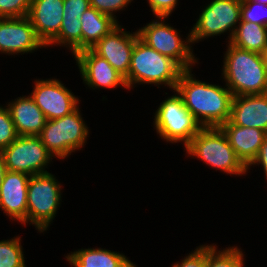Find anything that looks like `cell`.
<instances>
[{"mask_svg":"<svg viewBox=\"0 0 267 267\" xmlns=\"http://www.w3.org/2000/svg\"><path fill=\"white\" fill-rule=\"evenodd\" d=\"M230 43L244 50L261 53L267 44V27L240 20Z\"/></svg>","mask_w":267,"mask_h":267,"instance_id":"7402d4cb","label":"cell"},{"mask_svg":"<svg viewBox=\"0 0 267 267\" xmlns=\"http://www.w3.org/2000/svg\"><path fill=\"white\" fill-rule=\"evenodd\" d=\"M241 5L242 0H212L190 31L191 44L228 31L230 42L241 20Z\"/></svg>","mask_w":267,"mask_h":267,"instance_id":"9c48e42d","label":"cell"},{"mask_svg":"<svg viewBox=\"0 0 267 267\" xmlns=\"http://www.w3.org/2000/svg\"><path fill=\"white\" fill-rule=\"evenodd\" d=\"M2 153L8 171L29 176L48 173L45 168L53 157L39 136H18Z\"/></svg>","mask_w":267,"mask_h":267,"instance_id":"30bf717a","label":"cell"},{"mask_svg":"<svg viewBox=\"0 0 267 267\" xmlns=\"http://www.w3.org/2000/svg\"><path fill=\"white\" fill-rule=\"evenodd\" d=\"M229 121L267 133V93L233 96Z\"/></svg>","mask_w":267,"mask_h":267,"instance_id":"e0dca14e","label":"cell"},{"mask_svg":"<svg viewBox=\"0 0 267 267\" xmlns=\"http://www.w3.org/2000/svg\"><path fill=\"white\" fill-rule=\"evenodd\" d=\"M30 176L6 171L0 187V208L11 220L26 224L27 190Z\"/></svg>","mask_w":267,"mask_h":267,"instance_id":"9a60e30c","label":"cell"},{"mask_svg":"<svg viewBox=\"0 0 267 267\" xmlns=\"http://www.w3.org/2000/svg\"><path fill=\"white\" fill-rule=\"evenodd\" d=\"M47 120L61 118L78 108L79 100L58 79L35 80L30 93Z\"/></svg>","mask_w":267,"mask_h":267,"instance_id":"8fae6325","label":"cell"},{"mask_svg":"<svg viewBox=\"0 0 267 267\" xmlns=\"http://www.w3.org/2000/svg\"><path fill=\"white\" fill-rule=\"evenodd\" d=\"M262 165L267 180V137L264 139L256 158L247 167L250 169L252 165Z\"/></svg>","mask_w":267,"mask_h":267,"instance_id":"d6a6232c","label":"cell"},{"mask_svg":"<svg viewBox=\"0 0 267 267\" xmlns=\"http://www.w3.org/2000/svg\"><path fill=\"white\" fill-rule=\"evenodd\" d=\"M63 4L64 0H31L27 17L46 47L59 34Z\"/></svg>","mask_w":267,"mask_h":267,"instance_id":"2e32d148","label":"cell"},{"mask_svg":"<svg viewBox=\"0 0 267 267\" xmlns=\"http://www.w3.org/2000/svg\"><path fill=\"white\" fill-rule=\"evenodd\" d=\"M89 7L90 0H64L63 17L80 18Z\"/></svg>","mask_w":267,"mask_h":267,"instance_id":"4dcf8cb0","label":"cell"},{"mask_svg":"<svg viewBox=\"0 0 267 267\" xmlns=\"http://www.w3.org/2000/svg\"><path fill=\"white\" fill-rule=\"evenodd\" d=\"M7 107L18 136L40 135L47 119L30 95L16 98Z\"/></svg>","mask_w":267,"mask_h":267,"instance_id":"d6986e66","label":"cell"},{"mask_svg":"<svg viewBox=\"0 0 267 267\" xmlns=\"http://www.w3.org/2000/svg\"><path fill=\"white\" fill-rule=\"evenodd\" d=\"M184 147L188 155L224 173L241 176L248 171L219 127L202 128Z\"/></svg>","mask_w":267,"mask_h":267,"instance_id":"277c9868","label":"cell"},{"mask_svg":"<svg viewBox=\"0 0 267 267\" xmlns=\"http://www.w3.org/2000/svg\"><path fill=\"white\" fill-rule=\"evenodd\" d=\"M243 252L238 247L217 251L215 245H207V267H244Z\"/></svg>","mask_w":267,"mask_h":267,"instance_id":"cb8c5ba5","label":"cell"},{"mask_svg":"<svg viewBox=\"0 0 267 267\" xmlns=\"http://www.w3.org/2000/svg\"><path fill=\"white\" fill-rule=\"evenodd\" d=\"M17 137L8 107L0 106V151L9 146Z\"/></svg>","mask_w":267,"mask_h":267,"instance_id":"4316f807","label":"cell"},{"mask_svg":"<svg viewBox=\"0 0 267 267\" xmlns=\"http://www.w3.org/2000/svg\"><path fill=\"white\" fill-rule=\"evenodd\" d=\"M141 29L137 30L139 38L148 46L160 54L175 61L183 70L191 69L198 61L191 50L190 33L185 40H182L179 32L165 23L169 17H157Z\"/></svg>","mask_w":267,"mask_h":267,"instance_id":"ba28073f","label":"cell"},{"mask_svg":"<svg viewBox=\"0 0 267 267\" xmlns=\"http://www.w3.org/2000/svg\"><path fill=\"white\" fill-rule=\"evenodd\" d=\"M138 37V31L132 34L118 24L90 49L101 58L106 59L116 71L126 78L132 51Z\"/></svg>","mask_w":267,"mask_h":267,"instance_id":"7c38bea8","label":"cell"},{"mask_svg":"<svg viewBox=\"0 0 267 267\" xmlns=\"http://www.w3.org/2000/svg\"><path fill=\"white\" fill-rule=\"evenodd\" d=\"M68 46L76 54L82 50V29L79 18L63 17L59 34L47 45Z\"/></svg>","mask_w":267,"mask_h":267,"instance_id":"603a6c76","label":"cell"},{"mask_svg":"<svg viewBox=\"0 0 267 267\" xmlns=\"http://www.w3.org/2000/svg\"><path fill=\"white\" fill-rule=\"evenodd\" d=\"M191 69L180 74L174 92L202 128L220 127L230 119L233 94L228 88L194 79Z\"/></svg>","mask_w":267,"mask_h":267,"instance_id":"6da1fadb","label":"cell"},{"mask_svg":"<svg viewBox=\"0 0 267 267\" xmlns=\"http://www.w3.org/2000/svg\"><path fill=\"white\" fill-rule=\"evenodd\" d=\"M88 135V127L78 107L69 115L47 120L39 137L53 157L65 159L84 146Z\"/></svg>","mask_w":267,"mask_h":267,"instance_id":"8992f818","label":"cell"},{"mask_svg":"<svg viewBox=\"0 0 267 267\" xmlns=\"http://www.w3.org/2000/svg\"><path fill=\"white\" fill-rule=\"evenodd\" d=\"M46 47L38 38L29 18H0V52L28 53Z\"/></svg>","mask_w":267,"mask_h":267,"instance_id":"4fadbf2b","label":"cell"},{"mask_svg":"<svg viewBox=\"0 0 267 267\" xmlns=\"http://www.w3.org/2000/svg\"><path fill=\"white\" fill-rule=\"evenodd\" d=\"M254 2H258V3H262V4H266L267 5V0H251Z\"/></svg>","mask_w":267,"mask_h":267,"instance_id":"d590c367","label":"cell"},{"mask_svg":"<svg viewBox=\"0 0 267 267\" xmlns=\"http://www.w3.org/2000/svg\"><path fill=\"white\" fill-rule=\"evenodd\" d=\"M222 75L233 96L266 94L267 66L261 54L228 42Z\"/></svg>","mask_w":267,"mask_h":267,"instance_id":"7a4b0ae2","label":"cell"},{"mask_svg":"<svg viewBox=\"0 0 267 267\" xmlns=\"http://www.w3.org/2000/svg\"><path fill=\"white\" fill-rule=\"evenodd\" d=\"M260 54H261L262 60L267 66V44L265 45L264 49L262 50Z\"/></svg>","mask_w":267,"mask_h":267,"instance_id":"e575fe53","label":"cell"},{"mask_svg":"<svg viewBox=\"0 0 267 267\" xmlns=\"http://www.w3.org/2000/svg\"><path fill=\"white\" fill-rule=\"evenodd\" d=\"M82 29V50L90 49L102 37L118 25V21L111 16L100 13L89 7L79 18Z\"/></svg>","mask_w":267,"mask_h":267,"instance_id":"44dd1931","label":"cell"},{"mask_svg":"<svg viewBox=\"0 0 267 267\" xmlns=\"http://www.w3.org/2000/svg\"><path fill=\"white\" fill-rule=\"evenodd\" d=\"M148 3L156 17H168L177 6L178 0H148Z\"/></svg>","mask_w":267,"mask_h":267,"instance_id":"1f68e13d","label":"cell"},{"mask_svg":"<svg viewBox=\"0 0 267 267\" xmlns=\"http://www.w3.org/2000/svg\"><path fill=\"white\" fill-rule=\"evenodd\" d=\"M21 238L0 241V267H26Z\"/></svg>","mask_w":267,"mask_h":267,"instance_id":"d4e9b609","label":"cell"},{"mask_svg":"<svg viewBox=\"0 0 267 267\" xmlns=\"http://www.w3.org/2000/svg\"><path fill=\"white\" fill-rule=\"evenodd\" d=\"M61 184L51 173L31 175L27 190L26 223L41 233L55 218L61 200Z\"/></svg>","mask_w":267,"mask_h":267,"instance_id":"5b68a950","label":"cell"},{"mask_svg":"<svg viewBox=\"0 0 267 267\" xmlns=\"http://www.w3.org/2000/svg\"><path fill=\"white\" fill-rule=\"evenodd\" d=\"M241 20L267 27V5L251 0H242Z\"/></svg>","mask_w":267,"mask_h":267,"instance_id":"484cf974","label":"cell"},{"mask_svg":"<svg viewBox=\"0 0 267 267\" xmlns=\"http://www.w3.org/2000/svg\"><path fill=\"white\" fill-rule=\"evenodd\" d=\"M31 0H0V18H21L28 15Z\"/></svg>","mask_w":267,"mask_h":267,"instance_id":"83f0119b","label":"cell"},{"mask_svg":"<svg viewBox=\"0 0 267 267\" xmlns=\"http://www.w3.org/2000/svg\"><path fill=\"white\" fill-rule=\"evenodd\" d=\"M131 1L133 0H90V5L100 13L109 15L116 20L114 12L124 10Z\"/></svg>","mask_w":267,"mask_h":267,"instance_id":"f1b7e54d","label":"cell"},{"mask_svg":"<svg viewBox=\"0 0 267 267\" xmlns=\"http://www.w3.org/2000/svg\"><path fill=\"white\" fill-rule=\"evenodd\" d=\"M226 135L237 157L248 167L256 158L267 133L254 127L232 124L229 120L219 127Z\"/></svg>","mask_w":267,"mask_h":267,"instance_id":"ac0fdd59","label":"cell"},{"mask_svg":"<svg viewBox=\"0 0 267 267\" xmlns=\"http://www.w3.org/2000/svg\"><path fill=\"white\" fill-rule=\"evenodd\" d=\"M74 267H136L124 254L103 248H88L66 256Z\"/></svg>","mask_w":267,"mask_h":267,"instance_id":"ffe728a7","label":"cell"},{"mask_svg":"<svg viewBox=\"0 0 267 267\" xmlns=\"http://www.w3.org/2000/svg\"><path fill=\"white\" fill-rule=\"evenodd\" d=\"M74 58L82 80L88 87L111 89L122 86L128 89L125 77L116 71L106 59L101 58L91 49L77 52L74 54Z\"/></svg>","mask_w":267,"mask_h":267,"instance_id":"5bb4252c","label":"cell"},{"mask_svg":"<svg viewBox=\"0 0 267 267\" xmlns=\"http://www.w3.org/2000/svg\"><path fill=\"white\" fill-rule=\"evenodd\" d=\"M183 69L172 59L148 46L139 37L131 55L128 76L125 78L128 89L135 84L167 85L175 90Z\"/></svg>","mask_w":267,"mask_h":267,"instance_id":"3957f363","label":"cell"},{"mask_svg":"<svg viewBox=\"0 0 267 267\" xmlns=\"http://www.w3.org/2000/svg\"><path fill=\"white\" fill-rule=\"evenodd\" d=\"M6 165H5V160L2 151H0V187L2 185V181L4 178V175L6 173Z\"/></svg>","mask_w":267,"mask_h":267,"instance_id":"836d02e7","label":"cell"},{"mask_svg":"<svg viewBox=\"0 0 267 267\" xmlns=\"http://www.w3.org/2000/svg\"><path fill=\"white\" fill-rule=\"evenodd\" d=\"M154 115L155 130L167 142L186 146L202 129L178 93L160 103Z\"/></svg>","mask_w":267,"mask_h":267,"instance_id":"52a82bcc","label":"cell"},{"mask_svg":"<svg viewBox=\"0 0 267 267\" xmlns=\"http://www.w3.org/2000/svg\"><path fill=\"white\" fill-rule=\"evenodd\" d=\"M172 267H207V246L197 247L191 254L189 253L181 263H175Z\"/></svg>","mask_w":267,"mask_h":267,"instance_id":"f546056e","label":"cell"}]
</instances>
